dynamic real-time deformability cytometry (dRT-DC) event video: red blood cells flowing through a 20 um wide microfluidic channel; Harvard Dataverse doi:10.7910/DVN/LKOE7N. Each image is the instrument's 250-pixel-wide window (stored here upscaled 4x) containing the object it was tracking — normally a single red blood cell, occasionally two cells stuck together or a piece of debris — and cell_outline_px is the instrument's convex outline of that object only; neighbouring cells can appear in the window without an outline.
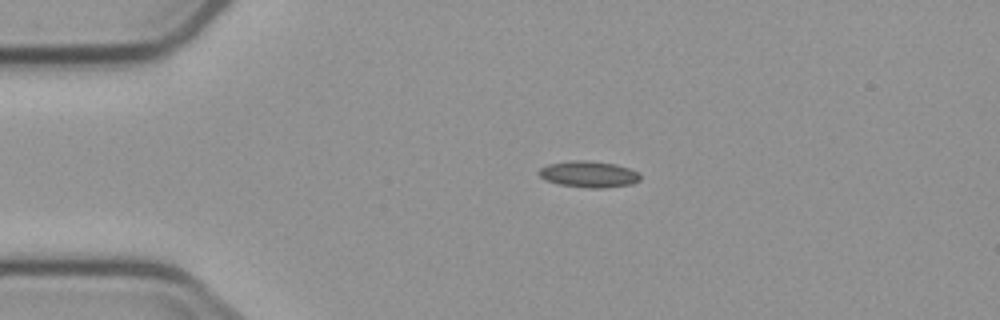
{"species": "common noctule bat (a hibernating species)", "species_latin": "Nyctalus noctula", "temperature_condition": "cold", "stored_images_in_passage": 3, "camera_frame_rate_fps": 3000, "um_per_image_px": 0.085, "animal": {"sex": "male", "body_mass_g": 23.1, "forearm_length_mm": 52.7}, "frame": {"image": 1, "passage_image": 1, "time_ms": 0.0, "image_size_px": [1000, 320], "cell_outline_px": [[640, 180], [632, 184], [604, 188], [588, 188], [556, 184], [544, 180], [536, 172], [540, 168], [548, 164], [576, 160], [584, 160], [616, 164], [640, 172]], "centroid_in_image_um": [50.03, 14.82], "position_along_channel_um": 35.0, "area_um2": 15.72}}
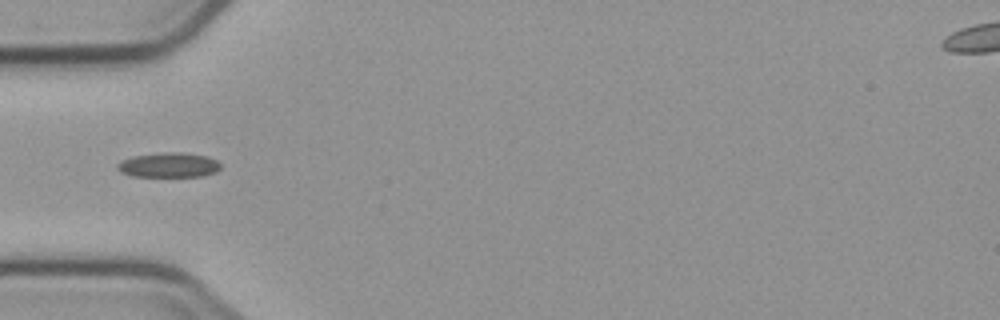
{"frame": {"image": 2, "passage_image": 3, "time_ms": 2.0, "image_size_px": [1000, 320], "cell_outline_px": [[220, 168], [216, 172], [204, 176], [132, 176], [120, 172], [116, 168], [116, 164], [120, 160], [132, 156], [164, 152], [180, 152], [204, 156], [216, 160], [220, 164]], "centroid_in_image_um": [14.29, 14.03], "position_along_channel_um": 70.7, "area_um2": 14.91}}